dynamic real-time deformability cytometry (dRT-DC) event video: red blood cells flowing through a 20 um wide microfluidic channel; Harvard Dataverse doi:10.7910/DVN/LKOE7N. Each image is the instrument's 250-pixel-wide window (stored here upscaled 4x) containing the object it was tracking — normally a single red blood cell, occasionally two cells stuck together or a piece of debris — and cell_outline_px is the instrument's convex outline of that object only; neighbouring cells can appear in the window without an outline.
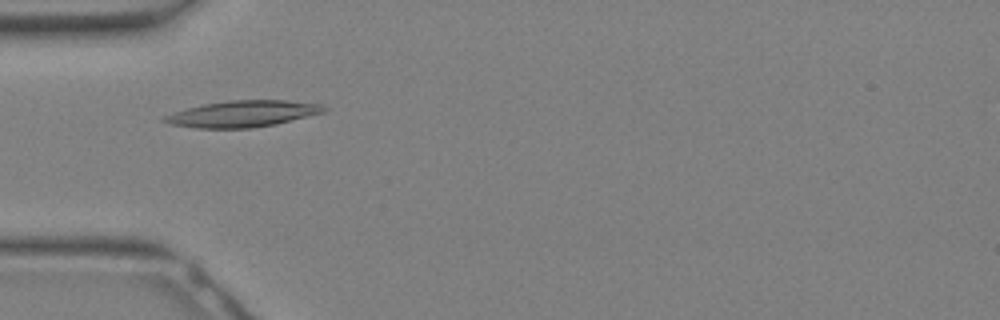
{"species": "Egyptian fruit bat (a non-hibernating species)", "species_latin": "Rousettus aegyptiacus", "temperature_condition": "warm", "stored_images_in_passage": 30, "camera_frame_rate_fps": 3000, "um_per_image_px": 0.085, "animal": {"sex": "female"}, "frame": {"image": 1, "passage_image": 8, "time_ms": 2.333, "image_size_px": [1000, 320], "cell_outline_px": [[328, 108], [324, 112], [276, 124], [252, 128], [196, 128], [172, 124], [160, 120], [164, 116], [172, 112], [204, 104], [228, 100], [288, 100], [320, 104]], "centroid_in_image_um": [20.63, 9.67], "position_along_channel_um": 64.4, "area_um2": 24.45}}
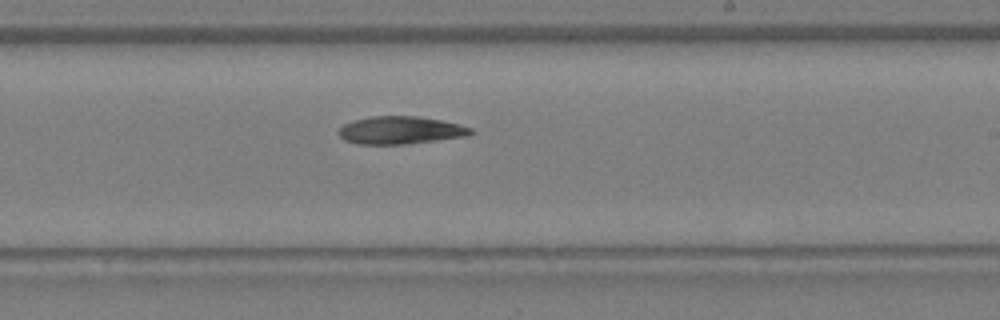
{"frame": {"image": 2, "passage_image": 17, "time_ms": 5.333, "image_size_px": [1000, 320], "cell_outline_px": [[476, 132], [468, 136], [408, 144], [356, 144], [344, 140], [340, 136], [340, 128], [344, 124], [356, 120], [372, 116], [416, 116], [440, 120], [460, 124], [472, 128]], "centroid_in_image_um": [34.09, 11.08], "position_along_channel_um": 254.9, "area_um2": 21.33}}
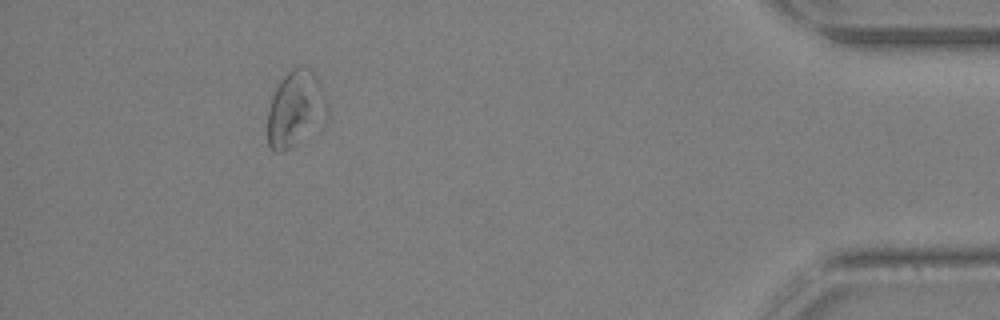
{"frame": {"image": 3, "passage_image": 27, "time_ms": 8.667, "image_size_px": [1000, 320], "cell_outline_px": [[328, 116], [284, 152], [272, 152], [268, 144], [268, 108], [272, 96], [280, 80], [296, 64], [308, 68], [316, 76], [328, 104]], "centroid_in_image_um": [25.08, 9.22], "position_along_channel_um": 410.1, "area_um2": 26.01}}